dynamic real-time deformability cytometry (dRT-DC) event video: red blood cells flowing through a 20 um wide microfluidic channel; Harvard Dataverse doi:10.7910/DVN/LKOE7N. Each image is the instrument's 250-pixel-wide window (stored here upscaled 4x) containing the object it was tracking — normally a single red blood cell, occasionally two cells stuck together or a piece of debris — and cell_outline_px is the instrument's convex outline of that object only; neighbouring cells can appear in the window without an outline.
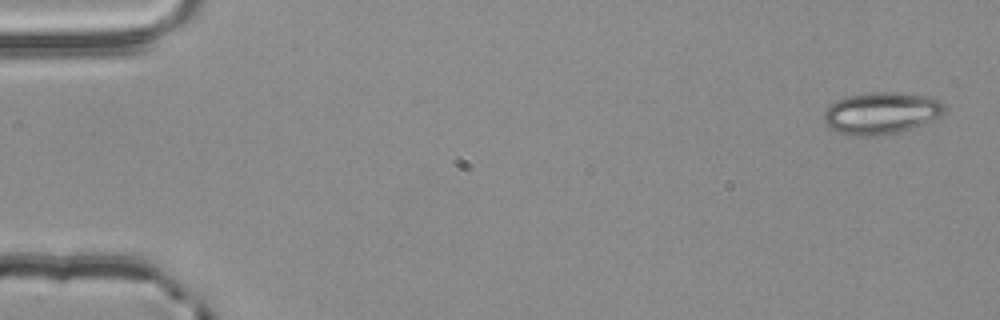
{"species": "common noctule bat (a hibernating species)", "species_latin": "Nyctalus noctula", "temperature_condition": "room temperature", "stored_images_in_passage": 4, "camera_frame_rate_fps": 3000, "um_per_image_px": 0.085, "animal": {"sex": "male", "body_mass_g": 20.4}, "frame": {"image": 1, "passage_image": 1, "time_ms": 0.0, "image_size_px": [1000, 320], "cell_outline_px": [[948, 108], [940, 116], [924, 124], [912, 128], [896, 132], [864, 136], [860, 136], [840, 132], [828, 128], [824, 124], [824, 112], [828, 104], [836, 100], [848, 96], [872, 92], [892, 92], [924, 96], [940, 100]], "centroid_in_image_um": [74.89, 9.6], "position_along_channel_um": 10.1, "area_um2": 29.3}}
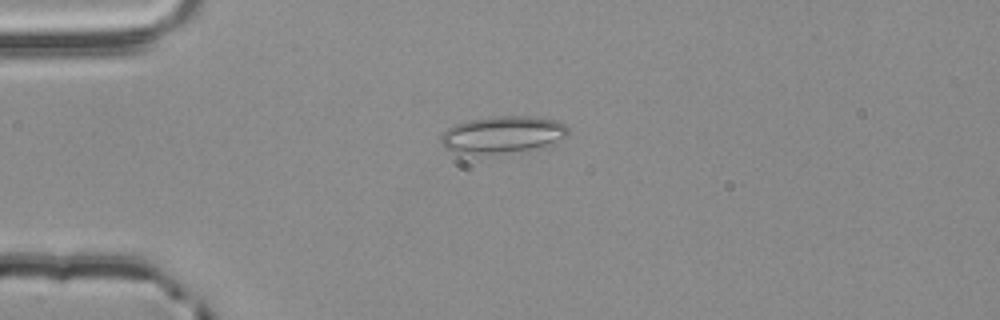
{"frame": {"image": 2, "passage_image": 3, "time_ms": 0.667, "image_size_px": [1000, 320], "cell_outline_px": [[568, 132], [564, 136], [548, 148], [500, 152], [456, 152], [444, 148], [440, 140], [440, 136], [448, 128], [456, 124], [468, 120], [500, 116], [528, 116], [552, 120], [564, 124], [568, 128]], "centroid_in_image_um": [42.75, 11.43], "position_along_channel_um": 42.3, "area_um2": 26.88}}